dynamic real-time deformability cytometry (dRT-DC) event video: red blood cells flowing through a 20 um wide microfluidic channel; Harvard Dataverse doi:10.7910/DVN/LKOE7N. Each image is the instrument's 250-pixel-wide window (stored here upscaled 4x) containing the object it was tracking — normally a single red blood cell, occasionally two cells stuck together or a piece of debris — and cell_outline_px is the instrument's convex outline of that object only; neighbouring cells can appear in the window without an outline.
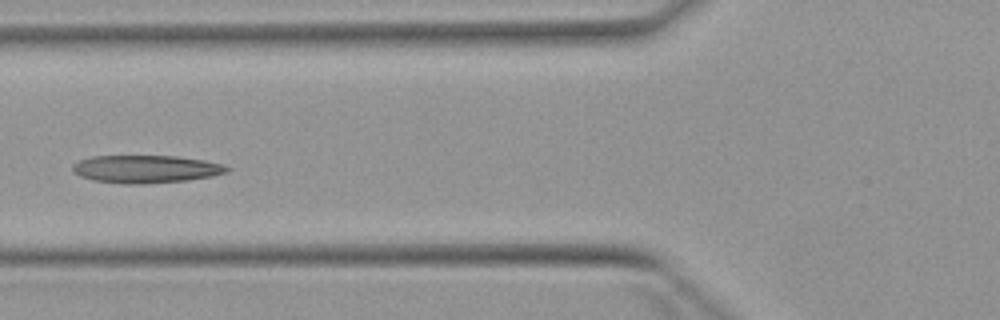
{"species": "Egyptian fruit bat (a non-hibernating species)", "species_latin": "Rousettus aegyptiacus", "temperature_condition": "warm", "stored_images_in_passage": 4, "camera_frame_rate_fps": 3000, "um_per_image_px": 0.085, "animal": {"sex": "female"}, "frame": {"image": 1, "passage_image": 4, "time_ms": 4.333, "image_size_px": [1000, 320], "cell_outline_px": [[232, 168], [228, 172], [212, 176], [188, 180], [144, 184], [124, 184], [92, 180], [80, 176], [72, 172], [72, 164], [80, 160], [92, 156], [176, 156], [204, 160], [224, 164]], "centroid_in_image_um": [12.41, 14.37], "position_along_channel_um": 113.4, "area_um2": 25.2}}